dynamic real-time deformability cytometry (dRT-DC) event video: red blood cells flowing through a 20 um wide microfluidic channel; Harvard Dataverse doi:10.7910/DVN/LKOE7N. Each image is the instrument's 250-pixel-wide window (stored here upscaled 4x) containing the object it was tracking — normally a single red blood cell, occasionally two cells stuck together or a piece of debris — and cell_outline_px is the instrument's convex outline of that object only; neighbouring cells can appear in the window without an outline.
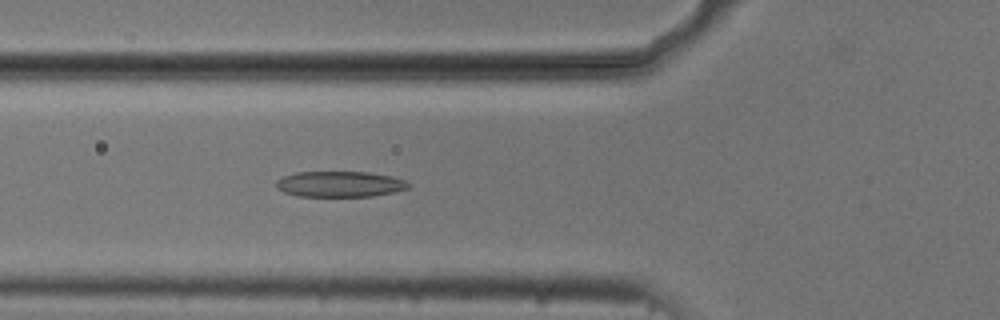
{"species": "common noctule bat (a hibernating species)", "species_latin": "Nyctalus noctula", "temperature_condition": "cold", "stored_images_in_passage": 53, "camera_frame_rate_fps": 3000, "um_per_image_px": 0.085, "animal": {"sex": "male", "body_mass_g": 20.5, "forearm_length_mm": 52.5}, "frame": {"image": 1, "passage_image": 19, "time_ms": 6.0, "image_size_px": [1000, 320], "cell_outline_px": [[412, 184], [408, 188], [396, 192], [372, 196], [296, 196], [284, 192], [276, 188], [276, 180], [284, 176], [296, 172], [368, 172], [392, 176], [404, 180]], "centroid_in_image_um": [28.9, 15.65], "position_along_channel_um": 96.9, "area_um2": 19.94}}
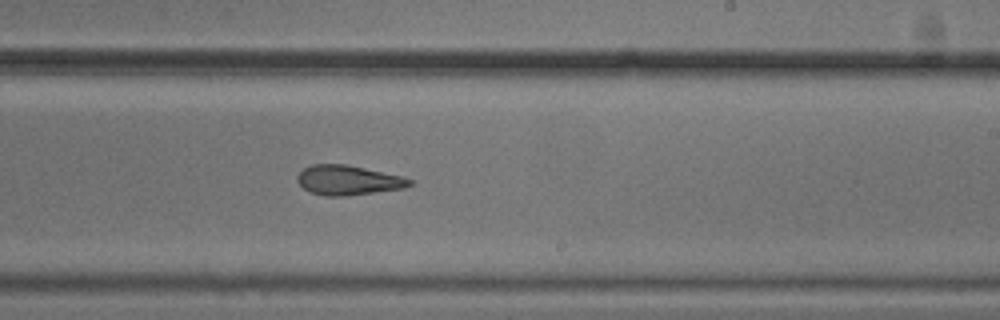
{"frame": {"image": 2, "passage_image": 32, "time_ms": 10.333, "image_size_px": [1000, 320], "cell_outline_px": [[412, 184], [404, 188], [344, 196], [324, 196], [312, 192], [304, 188], [296, 180], [296, 176], [304, 168], [312, 164], [344, 164], [404, 176], [412, 180]], "centroid_in_image_um": [29.59, 15.31], "position_along_channel_um": 259.4, "area_um2": 19.31}}
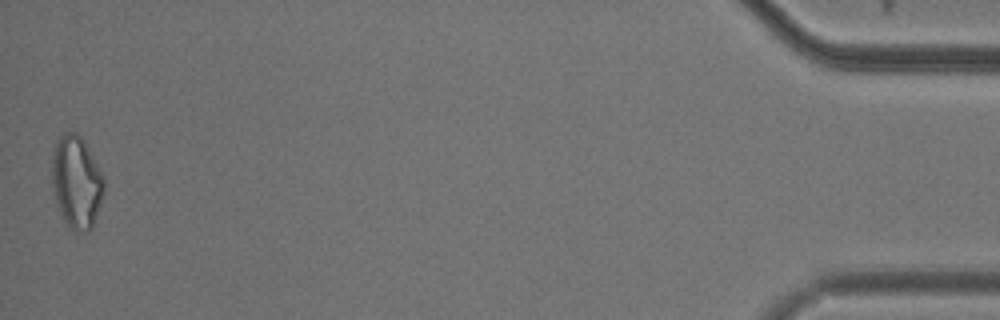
{"frame": {"image": 3, "passage_image": 53, "time_ms": 17.333, "image_size_px": [1000, 320], "cell_outline_px": [[104, 192], [92, 228], [88, 232], [76, 232], [64, 220], [56, 204], [52, 184], [52, 156], [56, 140], [64, 132], [76, 132], [84, 140], [104, 176]], "centroid_in_image_um": [6.5, 15.46], "position_along_channel_um": 428.7, "area_um2": 28.15}, "authors_computed_cell_mechanics": {"area_um2": 21.097, "velocity_mm_per_s": 3.7285, "shape_relaxation_time_tau1_ms": 4.8625, "shape_relaxation_time_tau2_ms": 3.1549, "deformation_change_tau1": 0.1569, "deformation_change_tau2": 0.1281}}